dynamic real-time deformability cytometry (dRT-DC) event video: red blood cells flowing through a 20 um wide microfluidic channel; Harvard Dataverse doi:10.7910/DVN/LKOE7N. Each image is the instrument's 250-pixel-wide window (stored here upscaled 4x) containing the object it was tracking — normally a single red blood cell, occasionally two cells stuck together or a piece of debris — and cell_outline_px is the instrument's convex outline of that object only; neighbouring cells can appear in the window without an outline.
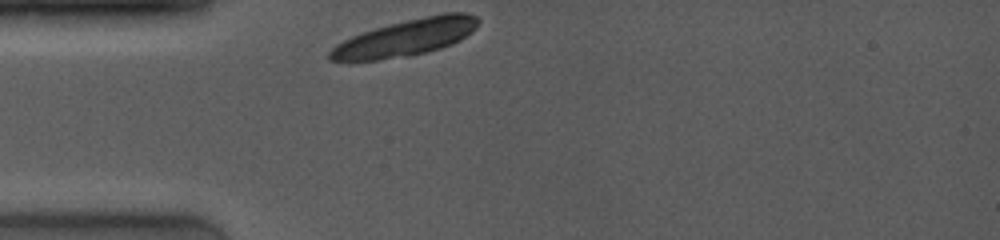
{"species": "common noctule bat (a hibernating species)", "species_latin": "Nyctalus noctula", "temperature_condition": "room temperature", "stored_images_in_passage": 2, "camera_frame_rate_fps": 4000, "um_per_image_px": 0.085, "animal": {"sex": "female", "body_mass_g": 19.0, "forearm_length_mm": 53.3}, "frame": {"image": 1, "passage_image": 1, "time_ms": 0.0, "image_size_px": [1000, 240], "cell_outline_px": [[480, 20], [476, 28], [460, 40], [452, 44], [440, 48], [412, 56], [376, 60], [328, 60], [328, 52], [336, 44], [352, 36], [388, 24], [444, 12], [464, 12], [476, 16]], "centroid_in_image_um": [34.53, 3.2], "position_along_channel_um": 50.5, "area_um2": 31.5}}